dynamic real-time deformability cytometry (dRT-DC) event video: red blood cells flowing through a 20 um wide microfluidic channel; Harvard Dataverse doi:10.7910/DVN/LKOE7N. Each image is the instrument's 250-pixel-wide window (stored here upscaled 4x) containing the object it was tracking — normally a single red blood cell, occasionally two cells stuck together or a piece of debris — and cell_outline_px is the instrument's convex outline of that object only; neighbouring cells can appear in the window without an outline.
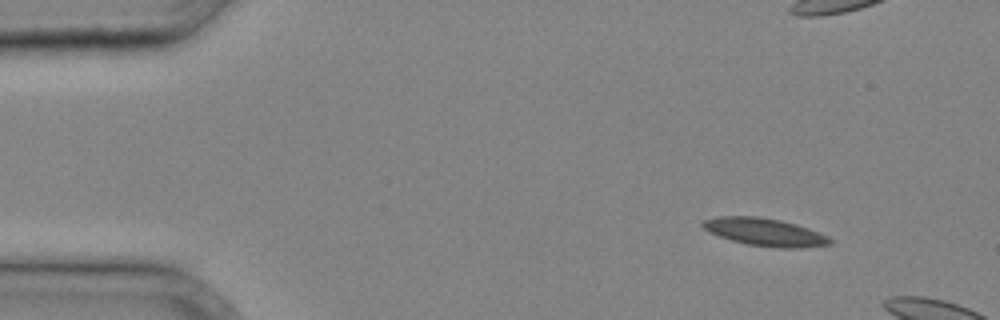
{"species": "common noctule bat (a hibernating species)", "species_latin": "Nyctalus noctula", "temperature_condition": "cold", "stored_images_in_passage": 8, "camera_frame_rate_fps": 3000, "um_per_image_px": 0.085, "animal": {"sex": "male", "body_mass_g": 20.4}, "frame": {"image": 1, "passage_image": 4, "time_ms": 1.0, "image_size_px": [1000, 320], "cell_outline_px": [[824, 240], [808, 244], [764, 244], [744, 240], [728, 236], [712, 228], [740, 220], [764, 220], [796, 228]], "centroid_in_image_um": [65.15, 19.79], "position_along_channel_um": 19.9, "area_um2": 12.25}}